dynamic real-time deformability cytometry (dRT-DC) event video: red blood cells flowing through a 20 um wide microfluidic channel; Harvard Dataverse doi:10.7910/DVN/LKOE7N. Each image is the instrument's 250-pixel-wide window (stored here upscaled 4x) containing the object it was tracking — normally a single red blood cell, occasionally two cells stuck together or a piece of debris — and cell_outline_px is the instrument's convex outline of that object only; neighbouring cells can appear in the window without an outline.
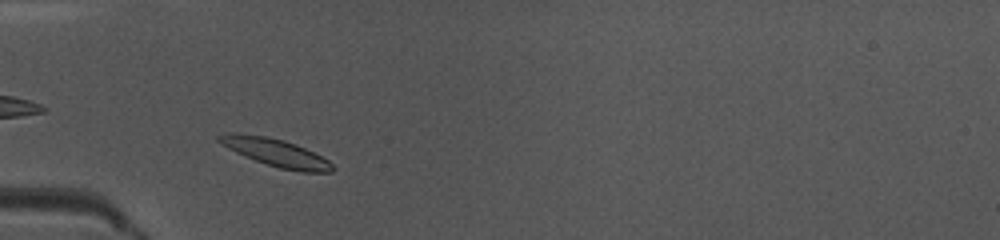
{"species": "common noctule bat (a hibernating species)", "species_latin": "Nyctalus noctula", "temperature_condition": "warm", "stored_images_in_passage": 36, "camera_frame_rate_fps": 3000, "um_per_image_px": 0.085, "animal": {"sex": "female", "body_mass_g": 10.0, "forearm_length_mm": 53.1}, "frame": {"image": 1, "passage_image": 2, "time_ms": 0.333, "image_size_px": [1000, 240], "cell_outline_px": [[336, 168], [332, 172], [300, 172], [280, 168], [256, 160], [236, 152], [228, 148], [216, 140], [216, 136], [228, 132], [236, 132], [264, 136], [284, 140], [296, 144], [328, 160]], "centroid_in_image_um": [23.43, 12.96], "position_along_channel_um": 61.6, "area_um2": 18.15}}
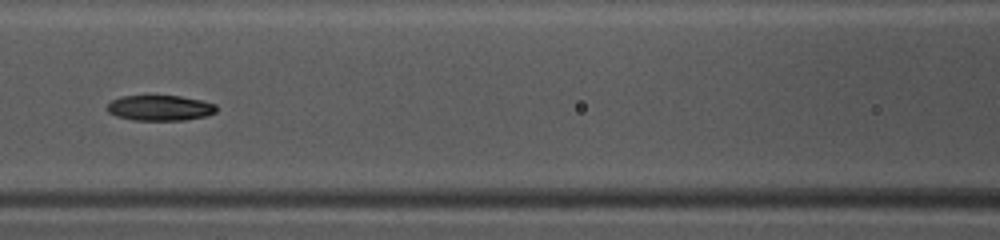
{"frame": {"image": 2, "passage_image": 9, "time_ms": 2.667, "image_size_px": [1000, 240], "cell_outline_px": [[216, 112], [204, 116], [184, 120], [132, 120], [116, 116], [108, 112], [108, 104], [112, 100], [120, 96], [180, 96], [200, 100], [216, 104]], "centroid_in_image_um": [13.58, 9.17], "position_along_channel_um": 153.0, "area_um2": 16.07}}
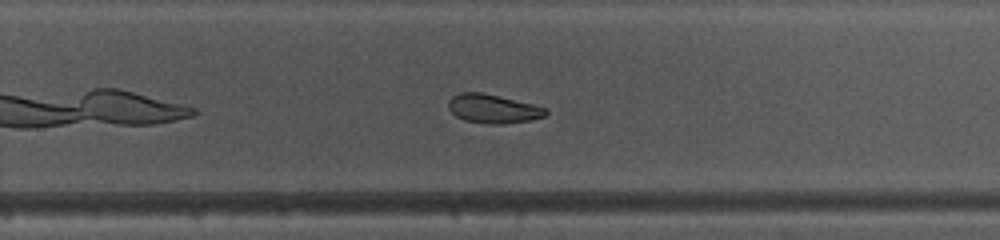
{"frame": {"image": 3, "passage_image": 19, "time_ms": 6.0, "image_size_px": [1000, 240], "cell_outline_px": [[548, 112], [544, 116], [528, 120], [504, 124], [488, 124], [464, 120], [456, 116], [448, 108], [448, 100], [452, 96], [460, 92], [480, 92], [532, 104], [548, 108]], "centroid_in_image_um": [41.88, 9.24], "position_along_channel_um": 287.9, "area_um2": 16.24}, "authors_computed_cell_mechanics": {"area_um2": 17.6001, "velocity_mm_per_s": 4.0539, "shape_relaxation_time_tau1_ms": 6.2321, "shape_relaxation_time_tau2_ms": 4.1392, "deformation_change_tau1": 0.1667, "deformation_change_tau2": 0.1168}}